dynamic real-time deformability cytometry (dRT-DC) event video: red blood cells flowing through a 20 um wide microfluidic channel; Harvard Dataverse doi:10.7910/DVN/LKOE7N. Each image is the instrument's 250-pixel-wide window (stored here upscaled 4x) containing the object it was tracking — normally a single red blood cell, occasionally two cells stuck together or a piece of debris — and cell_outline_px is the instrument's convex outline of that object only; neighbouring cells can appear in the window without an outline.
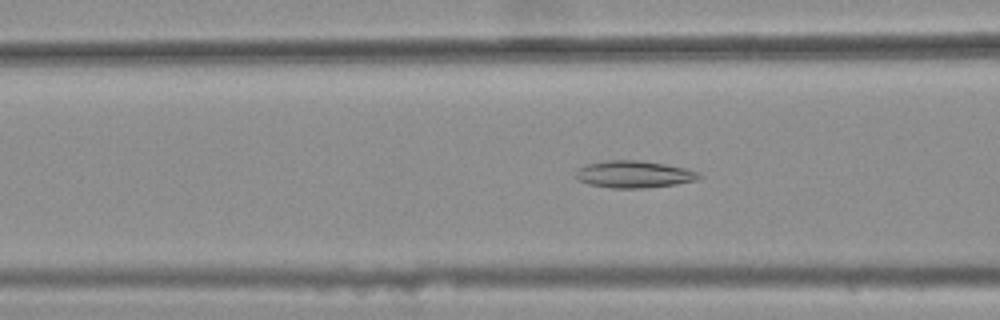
{"species": "common noctule bat (a hibernating species)", "species_latin": "Nyctalus noctula", "temperature_condition": "warm", "stored_images_in_passage": 43, "camera_frame_rate_fps": 3000, "um_per_image_px": 0.085, "animal": {"sex": "female", "body_mass_g": 25.1}, "frame": {"image": 1, "passage_image": 17, "time_ms": 5.333, "image_size_px": [1000, 320], "cell_outline_px": [[704, 176], [696, 180], [676, 184], [644, 188], [612, 188], [588, 184], [580, 180], [576, 176], [576, 172], [584, 164], [608, 160], [636, 160], [664, 164], [684, 168], [700, 172]], "centroid_in_image_um": [53.91, 14.81], "position_along_channel_um": 112.7, "area_um2": 19.36}}
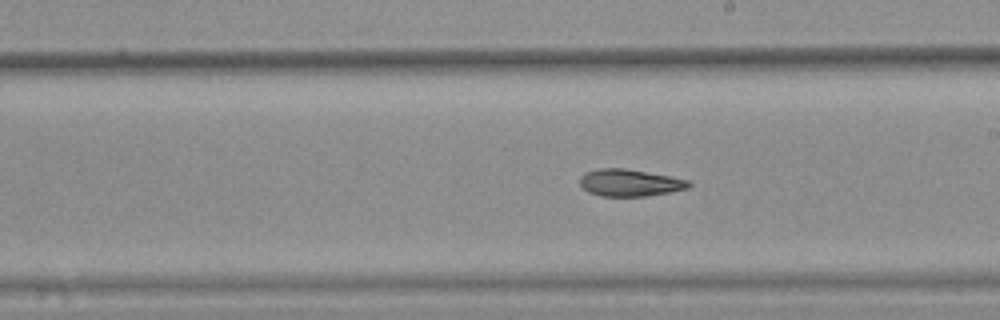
{"frame": {"image": 2, "passage_image": 27, "time_ms": 8.667, "image_size_px": [1000, 320], "cell_outline_px": [[692, 184], [688, 188], [668, 192], [644, 196], [600, 196], [588, 192], [580, 184], [580, 176], [584, 172], [600, 168], [624, 168], [692, 180]], "centroid_in_image_um": [53.53, 15.53], "position_along_channel_um": 235.5, "area_um2": 17.17}}
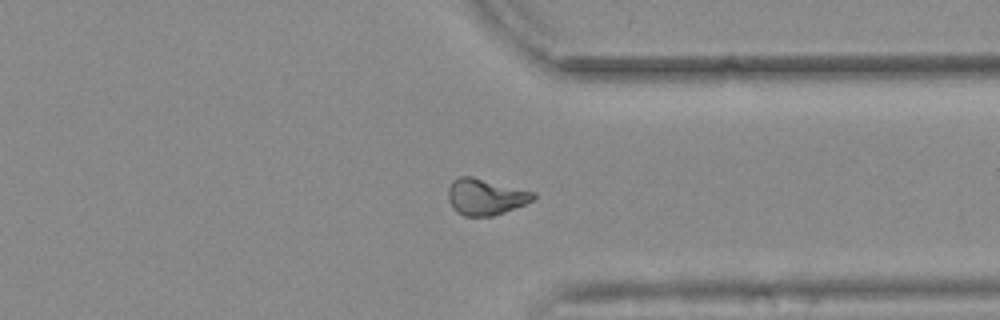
{"frame": {"image": 3, "passage_image": 38, "time_ms": 12.333, "image_size_px": [1000, 320], "cell_outline_px": [[536, 196], [532, 200], [524, 204], [504, 212], [492, 216], [464, 216], [456, 212], [452, 208], [448, 200], [448, 188], [452, 180], [456, 176], [472, 176], [536, 192]], "centroid_in_image_um": [41.23, 16.71], "position_along_channel_um": 370.2, "area_um2": 18.15}, "authors_computed_cell_mechanics": {"area_um2": 17.6868, "velocity_mm_per_s": 3.6885, "shape_relaxation_time_tau1_ms": null, "shape_relaxation_time_tau2_ms": 5.7991, "deformation_change_tau1": null, "deformation_change_tau2": 0.1081}}